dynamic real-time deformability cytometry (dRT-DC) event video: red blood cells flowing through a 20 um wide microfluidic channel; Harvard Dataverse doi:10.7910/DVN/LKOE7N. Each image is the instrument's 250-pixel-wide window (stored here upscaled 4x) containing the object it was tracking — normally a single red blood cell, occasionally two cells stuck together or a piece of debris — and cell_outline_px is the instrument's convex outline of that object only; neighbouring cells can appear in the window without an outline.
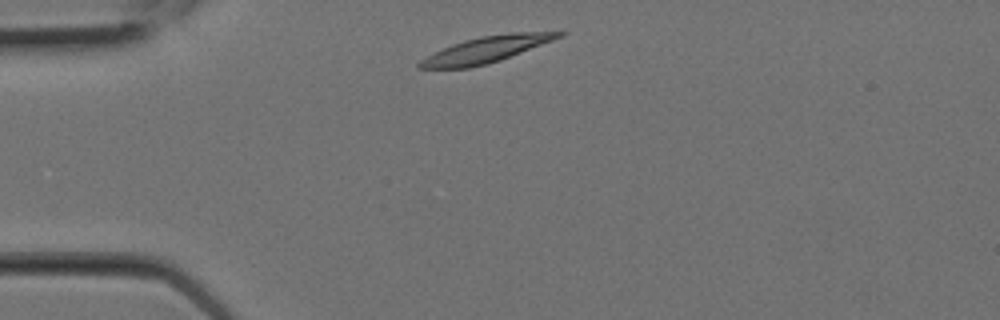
{"species": "Egyptian fruit bat (a non-hibernating species)", "species_latin": "Rousettus aegyptiacus", "temperature_condition": "room temperature", "stored_images_in_passage": 2, "camera_frame_rate_fps": 3000, "um_per_image_px": 0.085, "animal": {"sex": "female"}, "frame": {"image": 1, "passage_image": 1, "time_ms": 0.0, "image_size_px": [1000, 320], "cell_outline_px": [[568, 32], [564, 36], [500, 60], [488, 64], [468, 68], [416, 68], [416, 64], [420, 60], [452, 44], [464, 40], [484, 36], [512, 32]], "centroid_in_image_um": [41.33, 4.22], "position_along_channel_um": 43.7, "area_um2": 20.87}}